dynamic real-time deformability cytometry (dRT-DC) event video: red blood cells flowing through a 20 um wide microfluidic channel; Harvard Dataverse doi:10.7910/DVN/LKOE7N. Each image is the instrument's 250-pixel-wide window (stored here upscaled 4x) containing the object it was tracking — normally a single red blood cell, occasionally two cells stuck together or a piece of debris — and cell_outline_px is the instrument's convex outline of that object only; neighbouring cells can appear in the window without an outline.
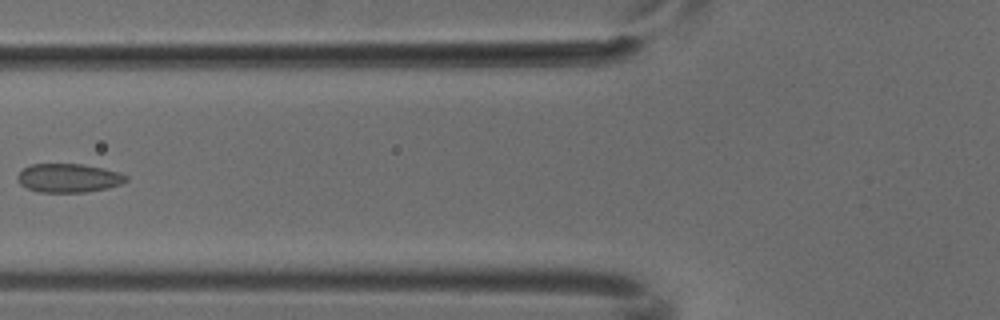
{"species": "common noctule bat (a hibernating species)", "species_latin": "Nyctalus noctula", "temperature_condition": "cold", "stored_images_in_passage": 3, "camera_frame_rate_fps": 3000, "um_per_image_px": 0.085, "animal": {"sex": "male", "body_mass_g": 18.8}, "frame": {"image": 1, "passage_image": 3, "time_ms": 0.667, "image_size_px": [1000, 320], "cell_outline_px": [[128, 180], [120, 184], [108, 188], [84, 192], [40, 192], [28, 188], [20, 184], [16, 180], [16, 176], [24, 168], [32, 164], [80, 164], [104, 168], [128, 176]], "centroid_in_image_um": [5.81, 15.13], "position_along_channel_um": 120.0, "area_um2": 18.09}}